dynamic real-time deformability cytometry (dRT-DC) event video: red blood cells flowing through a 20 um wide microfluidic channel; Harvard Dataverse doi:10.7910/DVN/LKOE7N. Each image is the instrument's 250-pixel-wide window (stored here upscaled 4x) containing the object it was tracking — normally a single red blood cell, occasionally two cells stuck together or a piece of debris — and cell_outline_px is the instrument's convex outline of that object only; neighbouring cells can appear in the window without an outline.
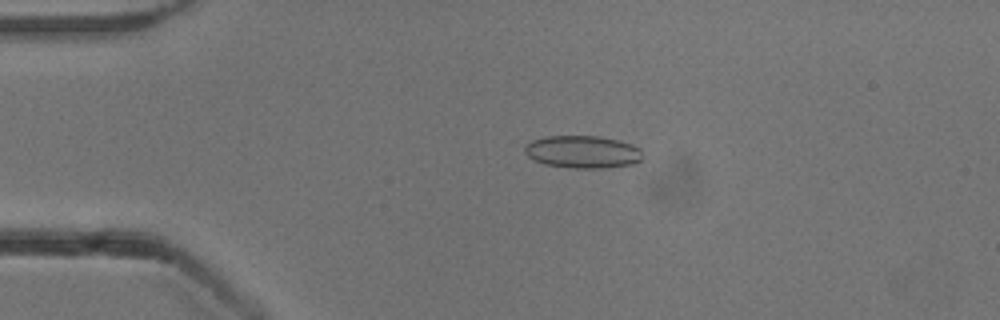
{"species": "common noctule bat (a hibernating species)", "species_latin": "Nyctalus noctula", "temperature_condition": "cold", "stored_images_in_passage": 53, "camera_frame_rate_fps": 3000, "um_per_image_px": 0.085, "animal": {"sex": "male", "body_mass_g": 13.3}, "frame": {"image": 1, "passage_image": 11, "time_ms": 3.333, "image_size_px": [1000, 320], "cell_outline_px": [[640, 160], [632, 164], [600, 168], [568, 168], [544, 164], [528, 156], [524, 152], [524, 144], [532, 140], [548, 136], [600, 136], [620, 140], [632, 144], [640, 148]], "centroid_in_image_um": [49.49, 12.9], "position_along_channel_um": 35.5, "area_um2": 22.37}}
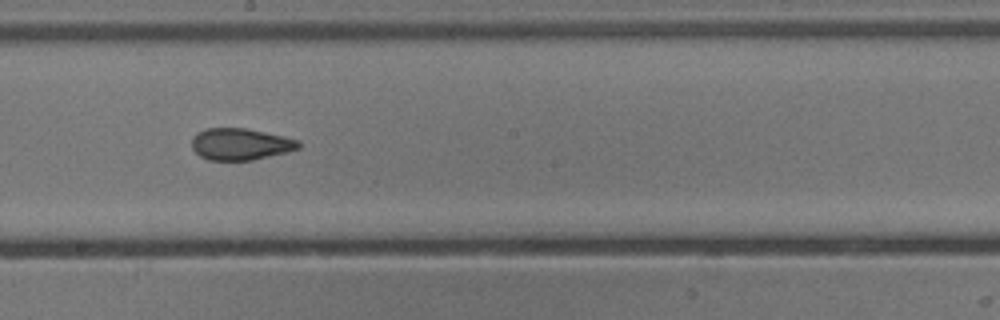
{"frame": {"image": 2, "passage_image": 29, "time_ms": 9.333, "image_size_px": [1000, 320], "cell_outline_px": [[300, 148], [288, 152], [252, 160], [208, 160], [200, 156], [192, 148], [192, 136], [196, 132], [204, 128], [248, 128], [284, 136], [300, 140]], "centroid_in_image_um": [20.44, 12.24], "position_along_channel_um": 227.8, "area_um2": 20.0}}
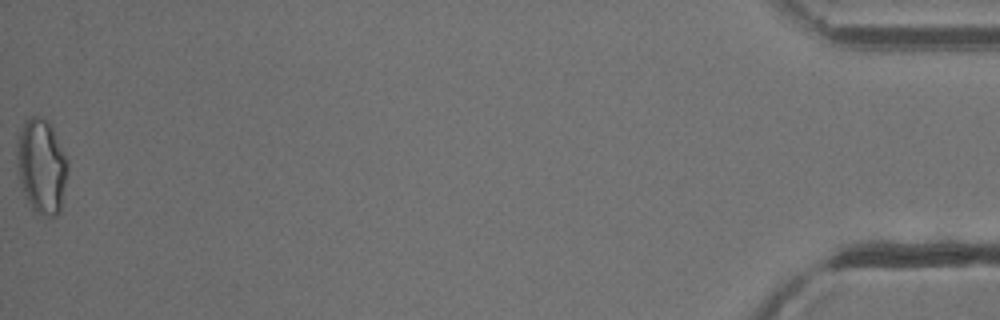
{"frame": {"image": 3, "passage_image": 53, "time_ms": 17.333, "image_size_px": [1000, 320], "cell_outline_px": [[68, 168], [60, 212], [56, 216], [48, 216], [32, 212], [24, 196], [16, 172], [16, 140], [20, 128], [24, 120], [32, 116], [36, 116], [48, 120], [52, 124], [68, 160]], "centroid_in_image_um": [3.5, 14.12], "position_along_channel_um": 431.7, "area_um2": 29.02}, "authors_computed_cell_mechanics": {"area_um2": 21.4438, "velocity_mm_per_s": 3.8441, "shape_relaxation_time_tau1_ms": null, "shape_relaxation_time_tau2_ms": 1.8929, "deformation_change_tau1": null, "deformation_change_tau2": 0.0802}}